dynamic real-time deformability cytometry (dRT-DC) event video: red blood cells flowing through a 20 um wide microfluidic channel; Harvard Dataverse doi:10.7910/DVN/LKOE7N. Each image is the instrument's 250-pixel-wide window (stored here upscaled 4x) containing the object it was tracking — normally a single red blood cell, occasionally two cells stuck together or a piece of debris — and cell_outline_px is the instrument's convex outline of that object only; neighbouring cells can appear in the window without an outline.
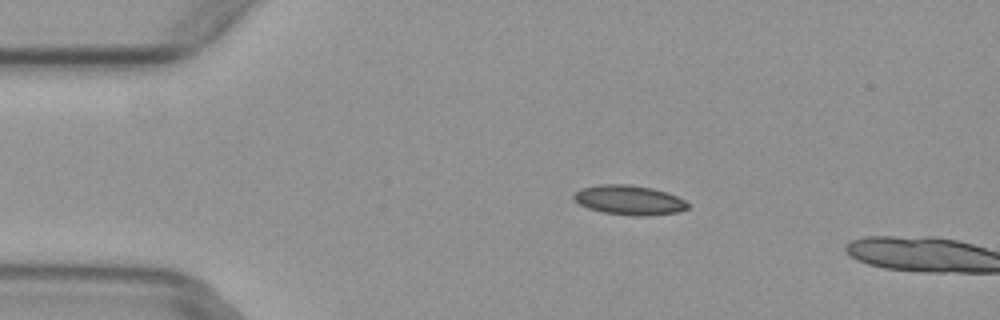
{"species": "common noctule bat (a hibernating species)", "species_latin": "Nyctalus noctula", "temperature_condition": "warm", "stored_images_in_passage": 4, "camera_frame_rate_fps": 3000, "um_per_image_px": 0.085, "animal": {"sex": "female", "body_mass_g": 29.2, "forearm_length_mm": 56.3}, "frame": {"image": 1, "passage_image": 3, "time_ms": 0.667, "image_size_px": [1000, 320], "cell_outline_px": [[688, 208], [680, 212], [648, 216], [632, 216], [604, 212], [588, 208], [572, 200], [572, 196], [580, 188], [600, 184], [628, 184], [652, 188], [676, 196], [684, 200], [688, 204]], "centroid_in_image_um": [53.45, 17.01], "position_along_channel_um": 31.5, "area_um2": 19.71}}